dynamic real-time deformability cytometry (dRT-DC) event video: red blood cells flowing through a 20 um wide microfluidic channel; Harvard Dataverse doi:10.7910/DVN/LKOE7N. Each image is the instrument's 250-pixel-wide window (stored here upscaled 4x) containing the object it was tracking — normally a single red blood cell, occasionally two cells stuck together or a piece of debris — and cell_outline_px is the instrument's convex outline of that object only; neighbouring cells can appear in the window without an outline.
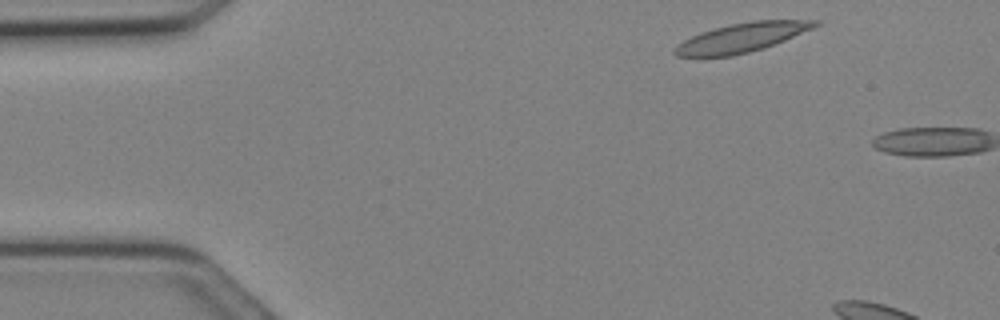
{"species": "Egyptian fruit bat (a non-hibernating species)", "species_latin": "Rousettus aegyptiacus", "temperature_condition": "cold", "stored_images_in_passage": 2, "camera_frame_rate_fps": 3000, "um_per_image_px": 0.085, "animal": {"sex": "female"}, "frame": {"image": 1, "passage_image": 1, "time_ms": 0.0, "image_size_px": [1000, 320], "cell_outline_px": [[820, 24], [812, 28], [784, 40], [764, 48], [732, 56], [700, 60], [676, 56], [672, 52], [684, 40], [700, 32], [732, 24], [752, 20], [820, 20]], "centroid_in_image_um": [62.96, 3.24], "position_along_channel_um": 22.0, "area_um2": 24.16}}